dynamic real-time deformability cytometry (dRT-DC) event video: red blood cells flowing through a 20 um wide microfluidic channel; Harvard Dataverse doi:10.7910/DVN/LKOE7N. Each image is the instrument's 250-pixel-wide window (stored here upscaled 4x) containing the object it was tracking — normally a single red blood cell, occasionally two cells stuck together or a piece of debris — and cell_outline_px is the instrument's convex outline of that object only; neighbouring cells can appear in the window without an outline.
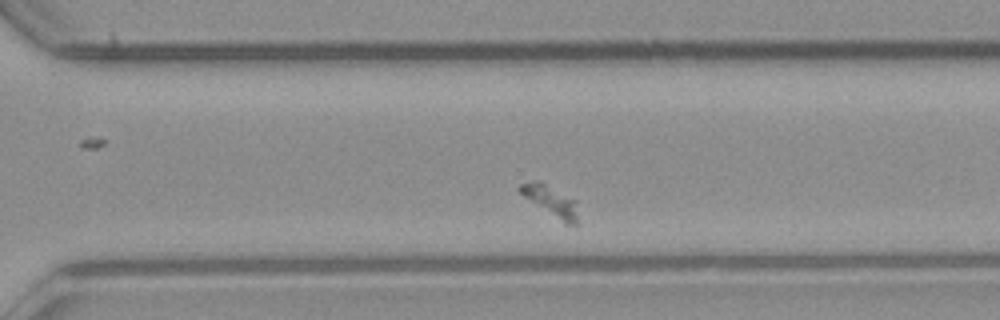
{"species": "common noctule bat (a hibernating species)", "species_latin": "Nyctalus noctula", "temperature_condition": "room temperature", "stored_images_in_passage": 35, "camera_frame_rate_fps": 3000, "um_per_image_px": 0.085, "animal": {"sex": "male", "body_mass_g": 23.1, "forearm_length_mm": 52.7}, "frame": {"image": 1, "passage_image": 25, "time_ms": 8.0, "image_size_px": [1000, 320], "cell_outline_px": [[576, 228], [564, 224], [524, 196], [516, 188], [520, 184], [536, 180], [540, 180], [576, 200]], "centroid_in_image_um": [46.83, 17.09], "position_along_channel_um": 323.8, "area_um2": 10.35}}